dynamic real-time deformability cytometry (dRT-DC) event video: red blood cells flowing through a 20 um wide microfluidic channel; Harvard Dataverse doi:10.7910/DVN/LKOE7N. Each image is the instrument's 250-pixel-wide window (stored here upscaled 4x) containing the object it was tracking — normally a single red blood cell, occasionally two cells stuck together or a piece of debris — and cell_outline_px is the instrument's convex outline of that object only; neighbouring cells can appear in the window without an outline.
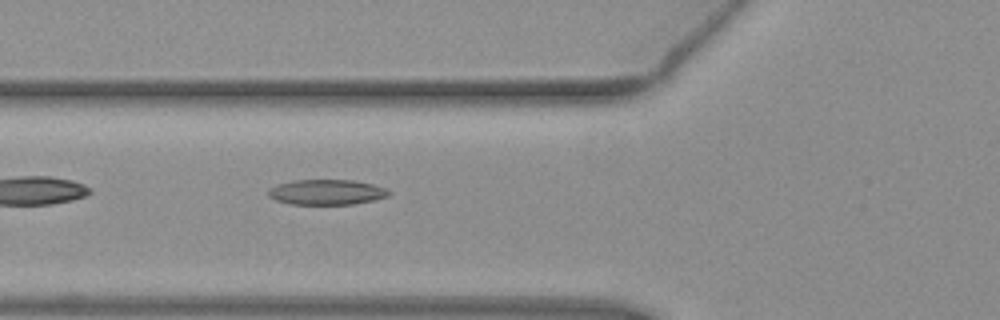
{"species": "common noctule bat (a hibernating species)", "species_latin": "Nyctalus noctula", "temperature_condition": "warm", "stored_images_in_passage": 37, "camera_frame_rate_fps": 3000, "um_per_image_px": 0.085, "animal": {"sex": "female", "body_mass_g": 19.3, "forearm_length_mm": 54.1}, "frame": {"image": 1, "passage_image": 3, "time_ms": 0.667, "image_size_px": [1000, 320], "cell_outline_px": [[392, 192], [388, 196], [372, 200], [352, 204], [288, 204], [276, 200], [268, 196], [268, 188], [276, 184], [292, 180], [356, 180], [372, 184], [384, 188]], "centroid_in_image_um": [27.72, 16.32], "position_along_channel_um": 98.1, "area_um2": 17.8}}
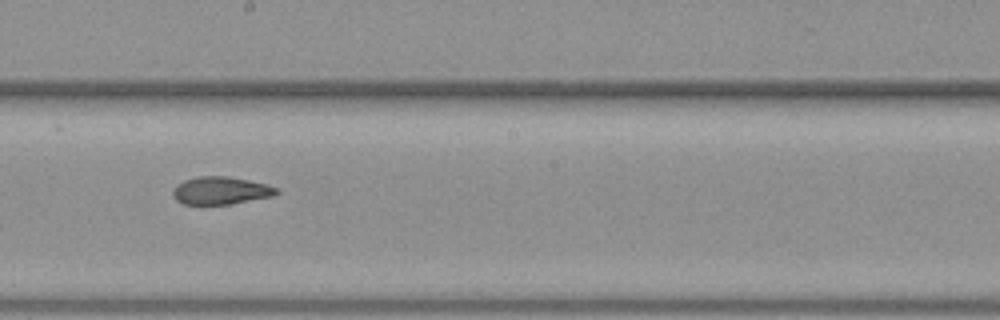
{"frame": {"image": 2, "passage_image": 13, "time_ms": 4.0, "image_size_px": [1000, 320], "cell_outline_px": [[280, 192], [272, 196], [232, 204], [200, 208], [184, 204], [176, 200], [172, 192], [176, 184], [184, 180], [200, 176], [228, 176], [268, 184], [276, 188]], "centroid_in_image_um": [18.71, 16.24], "position_along_channel_um": 229.5, "area_um2": 17.4}}
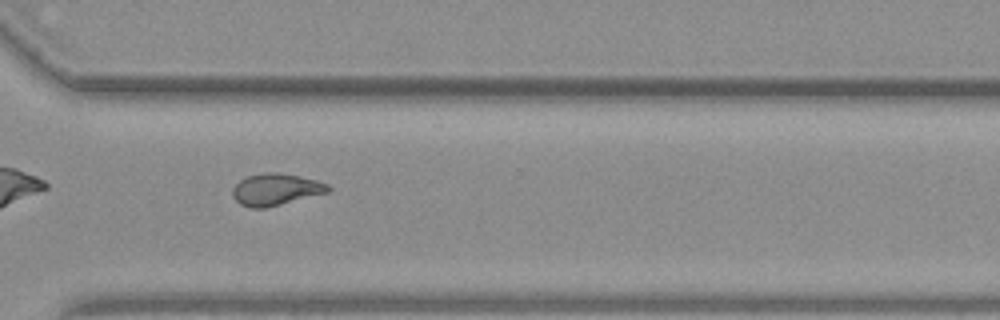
{"frame": {"image": 3, "passage_image": 22, "time_ms": 7.0, "image_size_px": [1000, 320], "cell_outline_px": [[332, 188], [328, 192], [264, 208], [252, 208], [240, 204], [232, 196], [232, 188], [244, 176], [264, 172], [276, 172], [300, 176], [316, 180], [328, 184]], "centroid_in_image_um": [23.41, 16.09], "position_along_channel_um": 347.2, "area_um2": 17.69}, "authors_computed_cell_mechanics": {"area_um2": 17.34, "velocity_mm_per_s": 3.9331, "shape_relaxation_time_tau1_ms": null, "shape_relaxation_time_tau2_ms": 2.2419, "deformation_change_tau1": null, "deformation_change_tau2": 0.0929}}